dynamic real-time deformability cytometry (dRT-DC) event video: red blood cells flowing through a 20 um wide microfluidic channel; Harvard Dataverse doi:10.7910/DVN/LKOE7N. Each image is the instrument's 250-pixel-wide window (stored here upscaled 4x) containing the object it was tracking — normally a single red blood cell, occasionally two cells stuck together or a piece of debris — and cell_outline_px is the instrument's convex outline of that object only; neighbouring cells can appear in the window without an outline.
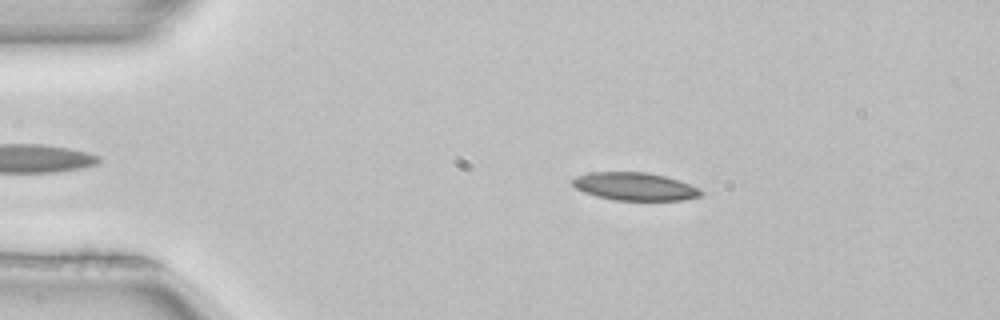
{"species": "common noctule bat (a hibernating species)", "species_latin": "Nyctalus noctula", "temperature_condition": "room temperature", "stored_images_in_passage": 3, "camera_frame_rate_fps": 3000, "um_per_image_px": 0.085, "animal": {"sex": "female", "body_mass_g": 22.7, "forearm_length_mm": 54.2}, "frame": {"image": 1, "passage_image": 2, "time_ms": 0.333, "image_size_px": [1000, 320], "cell_outline_px": [[704, 192], [700, 196], [680, 200], [616, 200], [596, 196], [584, 192], [576, 188], [572, 184], [572, 180], [576, 176], [588, 172], [648, 172], [680, 180], [700, 188]], "centroid_in_image_um": [53.97, 15.84], "position_along_channel_um": 31.0, "area_um2": 20.92}}